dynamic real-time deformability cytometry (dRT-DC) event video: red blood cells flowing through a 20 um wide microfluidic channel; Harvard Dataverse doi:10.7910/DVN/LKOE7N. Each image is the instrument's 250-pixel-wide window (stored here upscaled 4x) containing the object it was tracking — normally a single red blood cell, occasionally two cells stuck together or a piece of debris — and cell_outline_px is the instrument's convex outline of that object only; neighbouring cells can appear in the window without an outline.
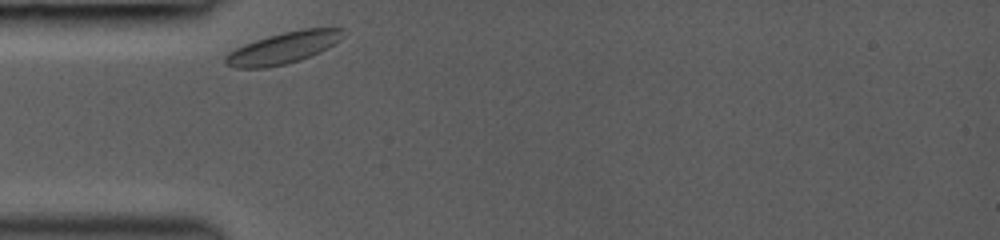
{"species": "common noctule bat (a hibernating species)", "species_latin": "Nyctalus noctula", "temperature_condition": "room temperature", "stored_images_in_passage": 29, "camera_frame_rate_fps": 3000, "um_per_image_px": 0.085, "animal": {"sex": "female", "body_mass_g": 19.0, "forearm_length_mm": 53.3}, "frame": {"image": 1, "passage_image": 1, "time_ms": 0.0, "image_size_px": [1000, 240], "cell_outline_px": [[348, 32], [340, 40], [328, 48], [320, 52], [300, 60], [284, 64], [264, 68], [236, 68], [224, 64], [224, 56], [228, 52], [244, 44], [268, 36], [284, 32], [304, 28], [348, 28]], "centroid_in_image_um": [24.11, 4.06], "position_along_channel_um": 60.9, "area_um2": 21.85}}
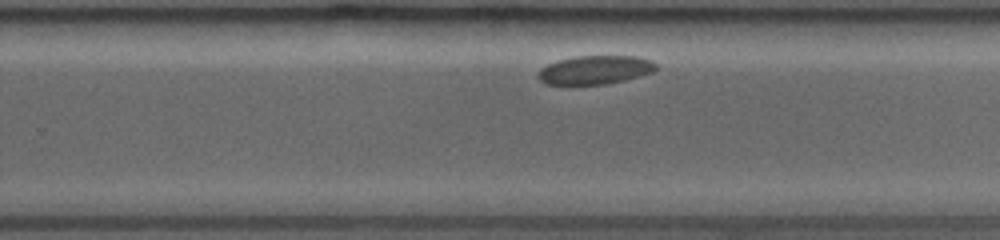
{"frame": {"image": 2, "passage_image": 19, "time_ms": 6.0, "image_size_px": [1000, 240], "cell_outline_px": [[656, 68], [652, 72], [640, 76], [608, 84], [544, 84], [536, 76], [540, 68], [548, 64], [560, 60], [576, 56], [636, 56], [652, 60], [656, 64]], "centroid_in_image_um": [50.57, 5.94], "position_along_channel_um": 279.2, "area_um2": 19.65}}
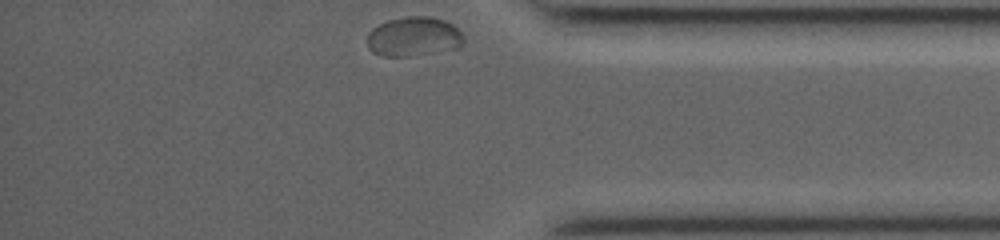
{"frame": {"image": 3, "passage_image": 29, "time_ms": 9.333, "image_size_px": [1000, 240], "cell_outline_px": [[464, 44], [460, 48], [436, 52], [408, 56], [384, 56], [372, 52], [368, 48], [368, 32], [372, 28], [388, 20], [404, 16], [432, 16], [444, 20], [452, 24], [460, 32], [464, 40]], "centroid_in_image_um": [35.17, 3.11], "position_along_channel_um": 400.0, "area_um2": 22.31}}